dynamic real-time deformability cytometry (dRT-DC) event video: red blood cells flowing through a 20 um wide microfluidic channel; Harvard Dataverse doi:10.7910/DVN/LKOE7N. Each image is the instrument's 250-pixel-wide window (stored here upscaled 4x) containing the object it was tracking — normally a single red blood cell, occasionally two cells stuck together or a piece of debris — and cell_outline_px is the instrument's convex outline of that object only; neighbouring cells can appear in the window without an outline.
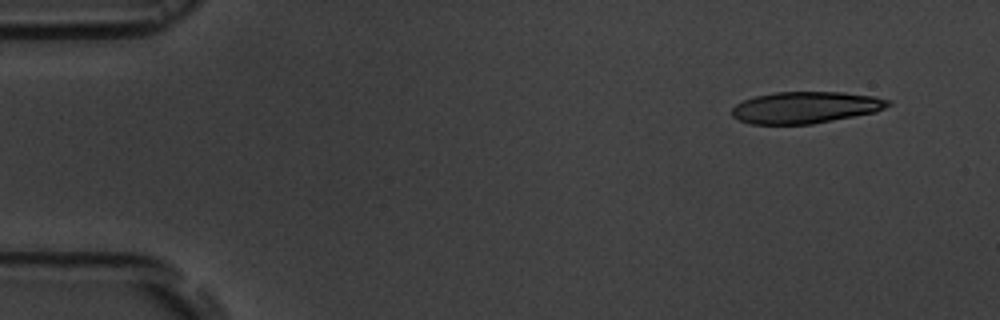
{"species": "common noctule bat (a hibernating species)", "species_latin": "Nyctalus noctula", "temperature_condition": "room temperature", "stored_images_in_passage": 5, "camera_frame_rate_fps": 3000, "um_per_image_px": 0.085, "animal": {"sex": "male", "body_mass_g": 19.5, "forearm_length_mm": 54.6}, "frame": {"image": 1, "passage_image": 1, "time_ms": 0.0, "image_size_px": [1000, 320], "cell_outline_px": [[892, 104], [876, 112], [812, 124], [752, 124], [740, 120], [732, 116], [732, 108], [736, 104], [744, 100], [756, 96], [776, 92], [844, 92], [876, 96], [892, 100]], "centroid_in_image_um": [68.52, 9.13], "position_along_channel_um": 16.5, "area_um2": 28.9}}